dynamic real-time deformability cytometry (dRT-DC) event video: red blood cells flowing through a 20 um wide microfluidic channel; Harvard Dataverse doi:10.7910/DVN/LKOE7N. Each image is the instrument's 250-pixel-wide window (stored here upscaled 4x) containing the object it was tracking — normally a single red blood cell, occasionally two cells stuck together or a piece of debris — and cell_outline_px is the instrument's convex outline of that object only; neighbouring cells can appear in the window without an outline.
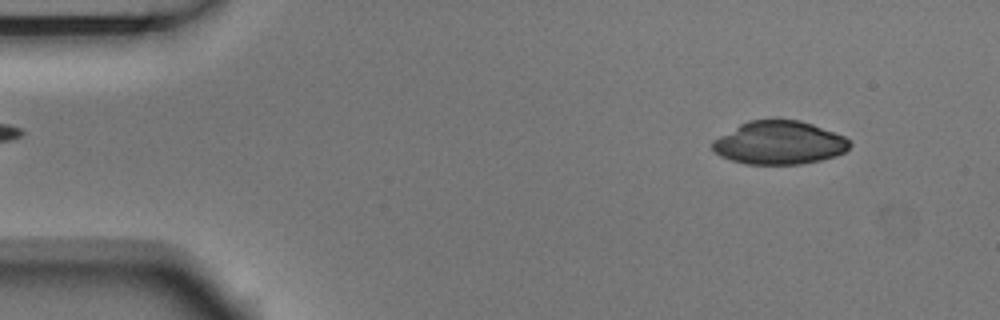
{"species": "Egyptian fruit bat (a non-hibernating species)", "species_latin": "Rousettus aegyptiacus", "temperature_condition": "room temperature", "stored_images_in_passage": 4, "camera_frame_rate_fps": 3000, "um_per_image_px": 0.085, "animal": {"sex": "male"}, "frame": {"image": 1, "passage_image": 1, "time_ms": 0.0, "image_size_px": [1000, 320], "cell_outline_px": [[852, 144], [844, 152], [836, 156], [820, 160], [800, 164], [748, 164], [732, 160], [720, 156], [712, 148], [712, 140], [740, 124], [748, 120], [800, 120], [812, 124], [844, 136], [852, 140]], "centroid_in_image_um": [66.25, 12.14], "position_along_channel_um": 18.8, "area_um2": 34.51}}